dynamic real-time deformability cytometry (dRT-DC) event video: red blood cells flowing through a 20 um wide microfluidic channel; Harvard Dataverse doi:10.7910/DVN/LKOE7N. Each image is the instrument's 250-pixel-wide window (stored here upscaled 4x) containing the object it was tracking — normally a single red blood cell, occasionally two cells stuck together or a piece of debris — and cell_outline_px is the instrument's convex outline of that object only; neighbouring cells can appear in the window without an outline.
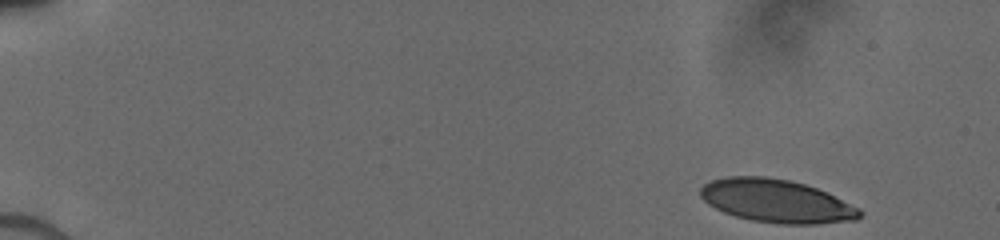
{"species": "human", "species_latin": "Homo sapiens", "temperature_condition": "cold", "stored_images_in_passage": 61, "camera_frame_rate_fps": 3000, "um_per_image_px": 0.085, "donor": {"sex": "male"}, "frame": {"image": 1, "passage_image": 1, "time_ms": 0.0, "image_size_px": [1000, 240], "cell_outline_px": [[864, 212], [856, 220], [816, 224], [780, 224], [752, 220], [736, 216], [724, 212], [708, 204], [700, 196], [700, 188], [704, 184], [712, 180], [728, 176], [764, 176], [788, 180], [804, 184], [816, 188], [860, 208]], "centroid_in_image_um": [66.0, 17.09], "position_along_channel_um": 19.0, "area_um2": 39.88}}
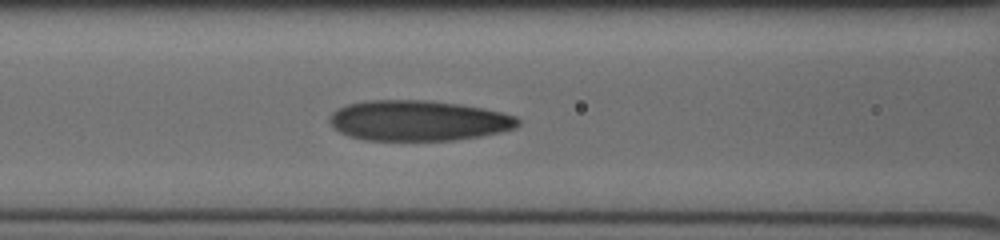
{"frame": {"image": 2, "passage_image": 26, "time_ms": 6.333, "image_size_px": [1000, 240], "cell_outline_px": [[520, 124], [516, 128], [500, 132], [480, 136], [452, 140], [364, 140], [348, 136], [332, 128], [328, 120], [332, 112], [348, 104], [368, 100], [424, 100], [460, 104], [484, 108], [516, 116], [520, 120]], "centroid_in_image_um": [35.54, 10.25], "position_along_channel_um": 131.1, "area_um2": 44.51}}
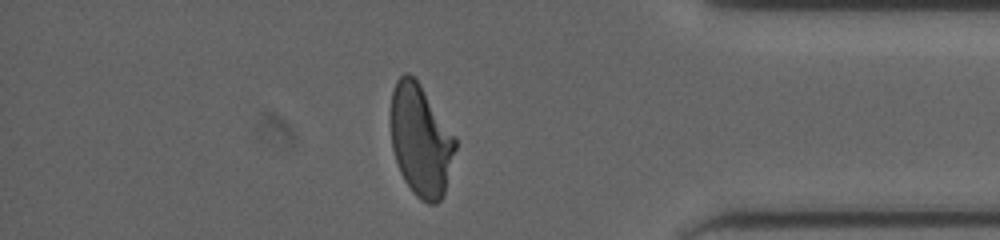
{"frame": {"image": 3, "passage_image": 52, "time_ms": 13.333, "image_size_px": [1000, 240], "cell_outline_px": [[456, 148], [444, 196], [436, 204], [428, 204], [420, 200], [412, 192], [404, 180], [400, 172], [392, 148], [392, 92], [396, 80], [404, 72], [408, 72], [420, 84], [456, 140]], "centroid_in_image_um": [35.76, 11.98], "position_along_channel_um": 399.4, "area_um2": 41.5}}